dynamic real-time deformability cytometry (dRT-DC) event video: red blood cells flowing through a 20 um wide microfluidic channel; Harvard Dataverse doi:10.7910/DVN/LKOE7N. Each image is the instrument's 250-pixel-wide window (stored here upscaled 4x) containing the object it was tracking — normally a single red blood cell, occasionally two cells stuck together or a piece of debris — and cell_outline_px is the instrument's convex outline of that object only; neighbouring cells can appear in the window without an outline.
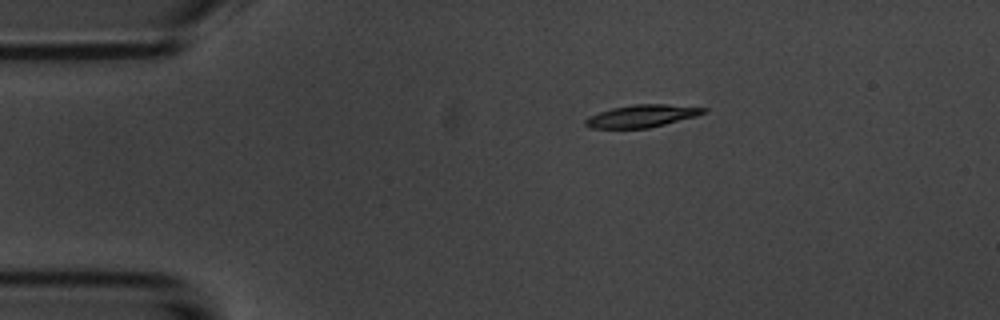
{"species": "common noctule bat (a hibernating species)", "species_latin": "Nyctalus noctula", "temperature_condition": "room temperature", "stored_images_in_passage": 4, "camera_frame_rate_fps": 3000, "um_per_image_px": 0.085, "animal": {"sex": "male", "body_mass_g": 20.1, "forearm_length_mm": 53.5}, "frame": {"image": 1, "passage_image": 1, "time_ms": 0.0, "image_size_px": [1000, 320], "cell_outline_px": [[708, 112], [696, 116], [648, 128], [592, 128], [584, 124], [584, 120], [588, 116], [612, 108], [632, 104], [668, 104], [708, 108]], "centroid_in_image_um": [54.57, 9.85], "position_along_channel_um": 30.4, "area_um2": 15.43}}
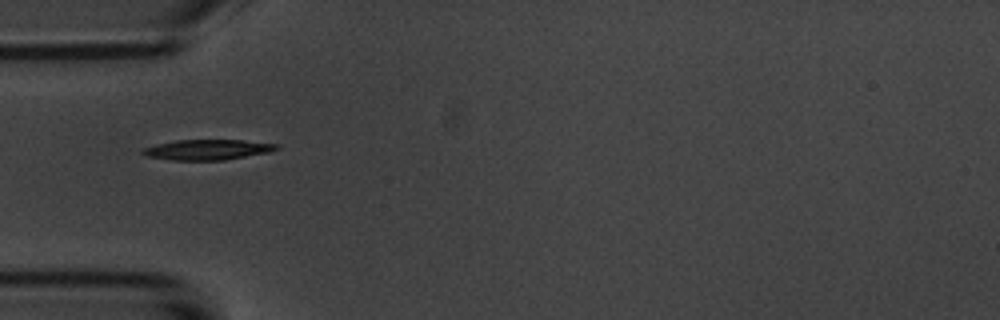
{"frame": {"image": 2, "passage_image": 3, "time_ms": 2.333, "image_size_px": [1000, 320], "cell_outline_px": [[280, 148], [268, 152], [224, 160], [172, 160], [148, 156], [140, 152], [144, 148], [156, 144], [176, 140], [240, 140], [280, 144]], "centroid_in_image_um": [17.65, 12.72], "position_along_channel_um": 67.3, "area_um2": 15.72}}